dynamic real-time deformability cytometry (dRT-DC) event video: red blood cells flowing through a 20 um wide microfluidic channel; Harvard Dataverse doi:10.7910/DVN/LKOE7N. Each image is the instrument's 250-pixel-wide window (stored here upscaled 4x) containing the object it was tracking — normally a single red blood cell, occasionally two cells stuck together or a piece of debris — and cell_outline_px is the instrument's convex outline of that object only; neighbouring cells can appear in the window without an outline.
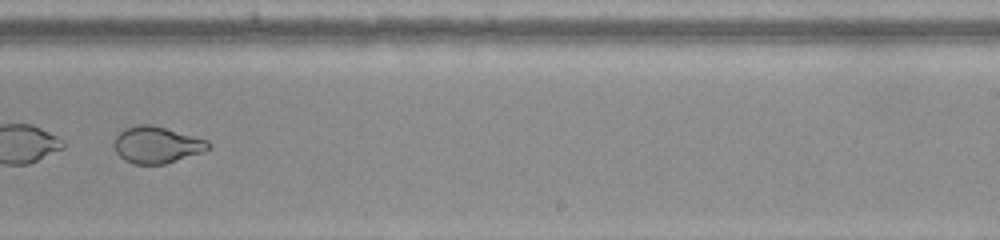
{"species": "common noctule bat (a hibernating species)", "species_latin": "Nyctalus noctula", "temperature_condition": "warm", "stored_images_in_passage": 43, "camera_frame_rate_fps": 3000, "um_per_image_px": 0.085, "animal": {"sex": "female", "body_mass_g": 22.0, "forearm_length_mm": 56.7}, "frame": {"image": 1, "passage_image": 25, "time_ms": 8.0, "image_size_px": [1000, 240], "cell_outline_px": [[212, 148], [204, 152], [164, 164], [132, 164], [124, 160], [116, 152], [112, 144], [116, 136], [124, 128], [136, 124], [152, 124], [208, 140], [212, 144]], "centroid_in_image_um": [13.33, 12.31], "position_along_channel_um": 275.7, "area_um2": 20.46}}